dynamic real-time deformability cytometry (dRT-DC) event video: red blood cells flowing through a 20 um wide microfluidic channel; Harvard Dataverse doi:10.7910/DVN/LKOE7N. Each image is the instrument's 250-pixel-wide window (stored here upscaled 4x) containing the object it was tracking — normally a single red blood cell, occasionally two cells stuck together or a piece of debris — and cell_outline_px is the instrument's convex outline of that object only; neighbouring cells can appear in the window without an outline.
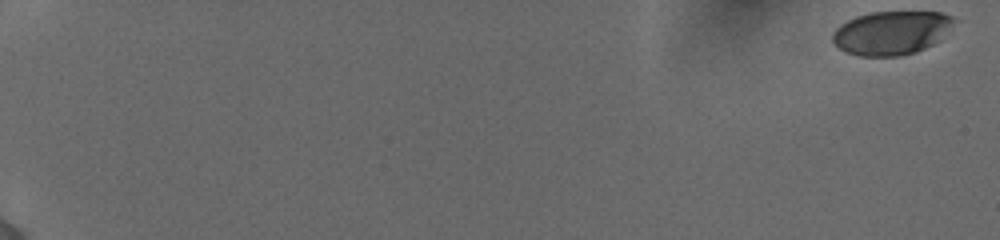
{"species": "human", "species_latin": "Homo sapiens", "temperature_condition": "cold", "stored_images_in_passage": 26, "camera_frame_rate_fps": 3000, "um_per_image_px": 0.085, "donor": {"sex": "female"}, "frame": {"image": 1, "passage_image": 1, "time_ms": 0.0, "image_size_px": [1000, 240], "cell_outline_px": [[956, 20], [932, 44], [916, 52], [900, 56], [860, 56], [844, 52], [832, 40], [832, 32], [840, 24], [856, 16], [872, 12], [940, 12], [952, 16]], "centroid_in_image_um": [75.7, 2.79], "position_along_channel_um": 9.3, "area_um2": 30.58}}
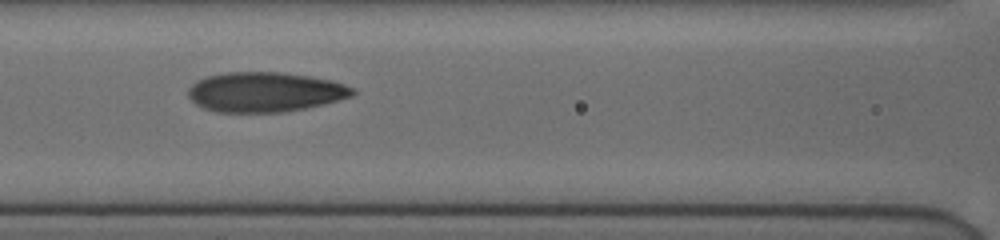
{"frame": {"image": 2, "passage_image": 19, "time_ms": 9.333, "image_size_px": [1000, 240], "cell_outline_px": [[356, 92], [352, 96], [324, 104], [284, 112], [216, 112], [204, 108], [196, 104], [188, 96], [188, 88], [196, 80], [208, 76], [224, 72], [280, 72], [308, 76], [332, 80], [356, 88]], "centroid_in_image_um": [22.52, 7.82], "position_along_channel_um": 144.1, "area_um2": 38.26}}
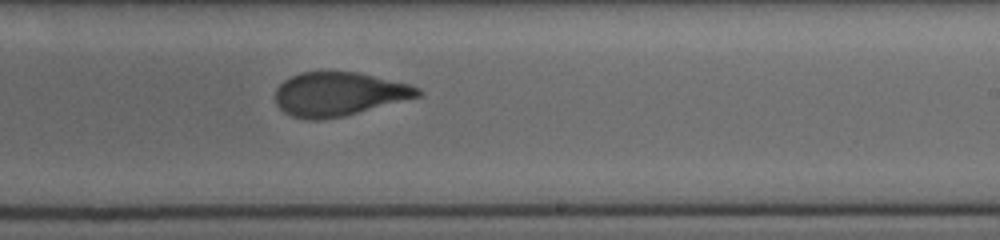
{"frame": {"image": 3, "passage_image": 26, "time_ms": 12.333, "image_size_px": [1000, 240], "cell_outline_px": [[424, 92], [420, 96], [344, 116], [320, 120], [308, 120], [292, 116], [284, 112], [276, 104], [276, 88], [284, 80], [300, 72], [360, 72], [408, 84], [420, 88]], "centroid_in_image_um": [28.79, 8.0], "position_along_channel_um": 260.2, "area_um2": 36.3}}